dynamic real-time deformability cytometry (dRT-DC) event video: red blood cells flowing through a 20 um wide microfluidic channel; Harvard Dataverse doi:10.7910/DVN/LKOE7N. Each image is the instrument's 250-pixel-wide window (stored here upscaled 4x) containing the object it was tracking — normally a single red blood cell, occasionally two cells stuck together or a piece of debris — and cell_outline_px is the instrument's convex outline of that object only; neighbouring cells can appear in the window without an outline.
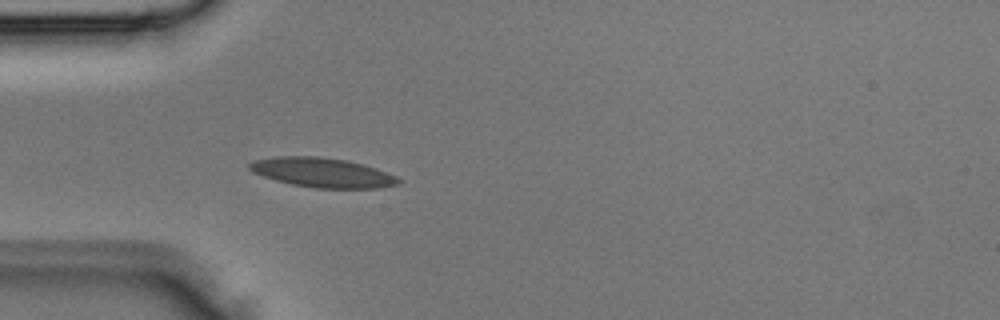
{"species": "Egyptian fruit bat (a non-hibernating species)", "species_latin": "Rousettus aegyptiacus", "temperature_condition": "room temperature", "stored_images_in_passage": 3, "camera_frame_rate_fps": 3000, "um_per_image_px": 0.085, "animal": {"sex": "male"}, "frame": {"image": 1, "passage_image": 3, "time_ms": 0.667, "image_size_px": [1000, 320], "cell_outline_px": [[400, 184], [376, 188], [316, 188], [292, 184], [276, 180], [252, 172], [248, 168], [248, 164], [256, 160], [276, 156], [320, 156], [344, 160], [376, 168], [396, 176], [400, 180]], "centroid_in_image_um": [27.39, 14.67], "position_along_channel_um": 57.6, "area_um2": 25.37}}